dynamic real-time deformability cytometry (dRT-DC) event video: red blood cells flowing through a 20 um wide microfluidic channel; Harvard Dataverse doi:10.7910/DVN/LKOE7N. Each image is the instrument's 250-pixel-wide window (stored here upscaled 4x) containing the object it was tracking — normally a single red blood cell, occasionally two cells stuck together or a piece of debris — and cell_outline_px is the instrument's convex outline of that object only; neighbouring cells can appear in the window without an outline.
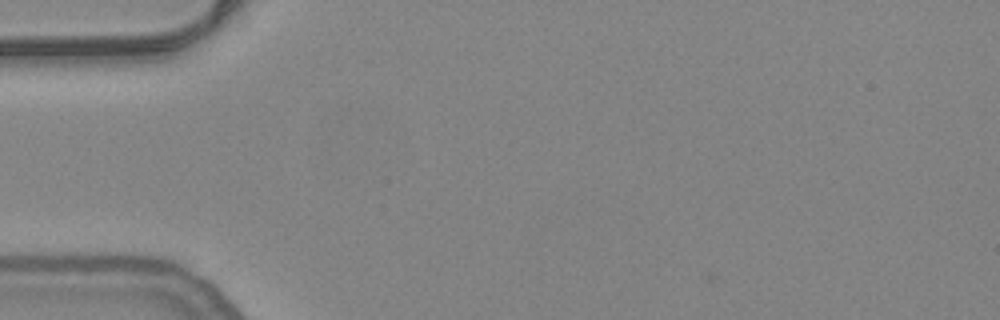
{"species": "common noctule bat (a hibernating species)", "species_latin": "Nyctalus noctula", "temperature_condition": "warm", "stored_images_in_passage": 1, "camera_frame_rate_fps": 3000, "um_per_image_px": 0.085, "animal": {"sex": "female", "body_mass_g": 24.6, "forearm_length_mm": 56.2}, "frame": {"image": 1, "passage_image": 1, "time_ms": 0.0, "image_size_px": [1000, 320], "cell_outline_px": [[172, 268], [152, 272], [48, 268], [56, 260], [100, 252], [148, 252]], "centroid_in_image_um": [9.62, 22.29], "position_along_channel_um": 75.4, "area_um2": 12.77}}